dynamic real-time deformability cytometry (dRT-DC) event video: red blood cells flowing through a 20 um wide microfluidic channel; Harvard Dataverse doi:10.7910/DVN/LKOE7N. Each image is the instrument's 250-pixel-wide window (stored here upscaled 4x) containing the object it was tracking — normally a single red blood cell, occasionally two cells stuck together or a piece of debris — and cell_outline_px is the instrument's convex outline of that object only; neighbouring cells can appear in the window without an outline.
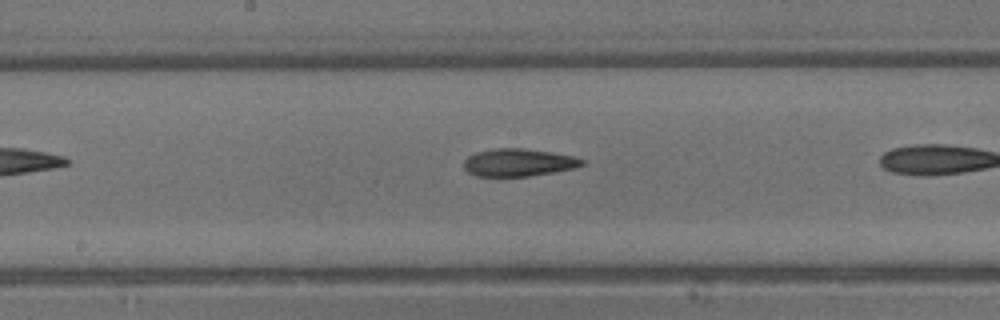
{"species": "common noctule bat (a hibernating species)", "species_latin": "Nyctalus noctula", "temperature_condition": "warm", "stored_images_in_passage": 18, "camera_frame_rate_fps": 3000, "um_per_image_px": 0.085, "animal": {"sex": "male", "body_mass_g": 13.3}, "frame": {"image": 1, "passage_image": 8, "time_ms": 2.333, "image_size_px": [1000, 320], "cell_outline_px": [[588, 164], [576, 168], [528, 176], [476, 176], [468, 172], [464, 168], [464, 160], [468, 156], [476, 152], [496, 148], [524, 148], [552, 152], [572, 156], [584, 160]], "centroid_in_image_um": [44.09, 13.81], "position_along_channel_um": 204.1, "area_um2": 19.07}}